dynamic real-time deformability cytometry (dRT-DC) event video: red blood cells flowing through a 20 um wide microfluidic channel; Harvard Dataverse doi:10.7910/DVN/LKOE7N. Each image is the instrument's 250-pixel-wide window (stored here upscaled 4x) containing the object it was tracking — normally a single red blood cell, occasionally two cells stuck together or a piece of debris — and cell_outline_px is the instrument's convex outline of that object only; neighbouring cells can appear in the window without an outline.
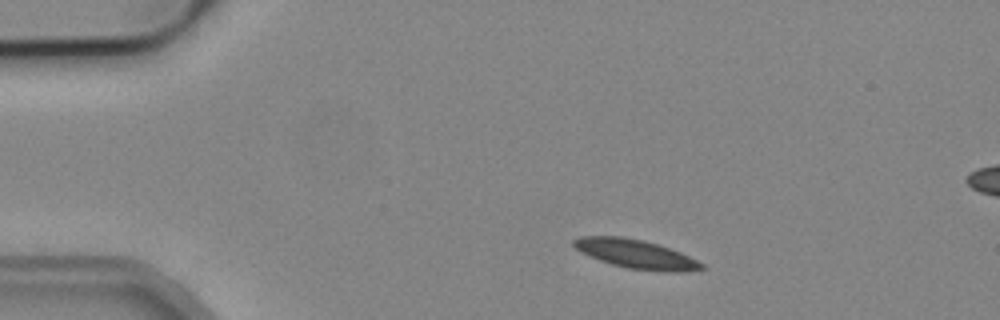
{"species": "common noctule bat (a hibernating species)", "species_latin": "Nyctalus noctula", "temperature_condition": "cold", "stored_images_in_passage": 4, "camera_frame_rate_fps": 3000, "um_per_image_px": 0.085, "animal": {"sex": "male", "body_mass_g": 19.2, "forearm_length_mm": 51.8}, "frame": {"image": 1, "passage_image": 1, "time_ms": 0.0, "image_size_px": [1000, 320], "cell_outline_px": [[708, 268], [688, 272], [664, 272], [628, 268], [612, 264], [600, 260], [580, 252], [572, 244], [572, 240], [580, 236], [620, 236], [644, 240], [680, 252], [704, 264]], "centroid_in_image_um": [54.07, 21.6], "position_along_channel_um": 30.9, "area_um2": 21.56}}